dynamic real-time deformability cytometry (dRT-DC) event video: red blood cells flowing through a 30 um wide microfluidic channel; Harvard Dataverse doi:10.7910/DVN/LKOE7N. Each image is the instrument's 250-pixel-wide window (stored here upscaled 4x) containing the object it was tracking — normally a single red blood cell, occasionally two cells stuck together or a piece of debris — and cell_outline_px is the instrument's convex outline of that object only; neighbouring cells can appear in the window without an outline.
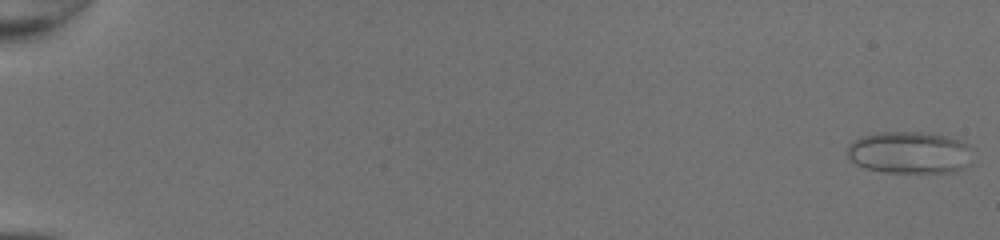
{"species": "common noctule bat (a hibernating species)", "species_latin": "Nyctalus noctula", "temperature_condition": "room temperature", "stored_images_in_passage": 50, "camera_frame_rate_fps": 3000, "um_per_image_px": 0.085, "animal": {"sex": "female", "body_mass_g": 20.0, "forearm_length_mm": 54.0}, "frame": {"image": 1, "passage_image": 1, "time_ms": 0.0, "image_size_px": [1000, 240], "cell_outline_px": [[976, 148], [968, 164], [964, 168], [956, 172], [884, 172], [864, 168], [856, 164], [844, 152], [848, 144], [852, 140], [860, 136], [876, 132], [924, 132], [948, 136], [960, 140]], "centroid_in_image_um": [77.32, 12.95], "position_along_channel_um": 7.7, "area_um2": 31.5}}
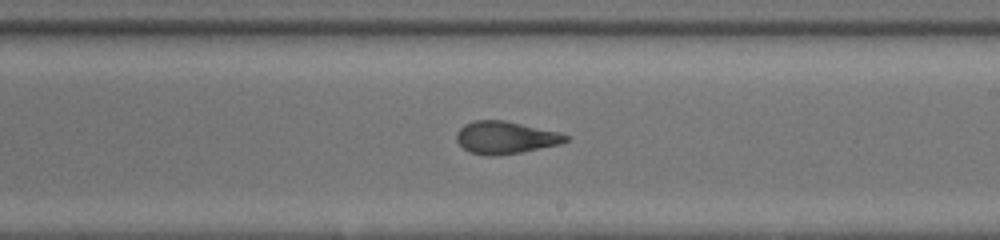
{"frame": {"image": 2, "passage_image": 32, "time_ms": 10.333, "image_size_px": [1000, 240], "cell_outline_px": [[572, 136], [568, 140], [560, 144], [520, 152], [496, 156], [488, 156], [468, 152], [456, 140], [456, 132], [464, 124], [472, 120], [504, 120], [560, 132]], "centroid_in_image_um": [42.96, 11.69], "position_along_channel_um": 246.0, "area_um2": 20.81}}
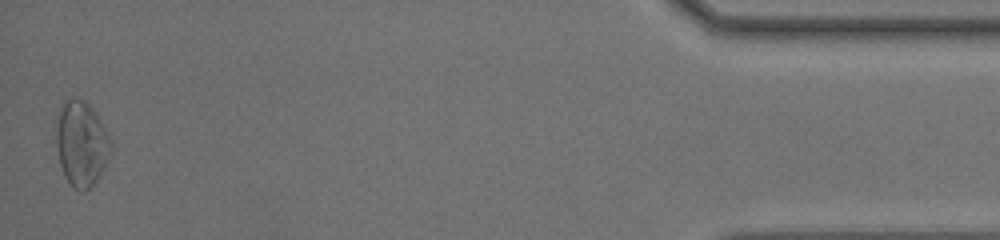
{"frame": {"image": 3, "passage_image": 50, "time_ms": 16.333, "image_size_px": [1000, 240], "cell_outline_px": [[112, 152], [100, 176], [84, 192], [80, 192], [72, 188], [60, 164], [56, 144], [56, 112], [64, 100], [84, 100], [96, 112], [112, 140]], "centroid_in_image_um": [6.93, 12.2], "position_along_channel_um": 428.3, "area_um2": 27.4}, "authors_computed_cell_mechanics": {"area_um2": 22.9755, "velocity_mm_per_s": 4.314, "shape_relaxation_time_tau1_ms": null, "shape_relaxation_time_tau2_ms": 1.0594, "deformation_change_tau1": null, "deformation_change_tau2": 0.081}}